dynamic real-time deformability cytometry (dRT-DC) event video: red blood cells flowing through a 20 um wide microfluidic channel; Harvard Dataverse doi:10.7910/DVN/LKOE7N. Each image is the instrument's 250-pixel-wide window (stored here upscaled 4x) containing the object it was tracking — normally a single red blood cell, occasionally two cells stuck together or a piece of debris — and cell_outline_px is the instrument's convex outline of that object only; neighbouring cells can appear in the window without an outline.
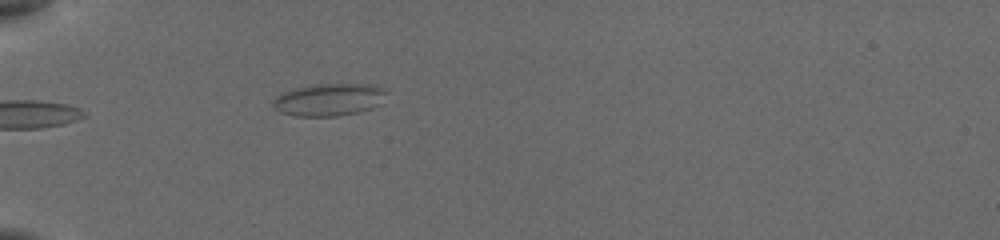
{"species": "common noctule bat (a hibernating species)", "species_latin": "Nyctalus noctula", "temperature_condition": "cold", "stored_images_in_passage": 23, "camera_frame_rate_fps": 3000, "um_per_image_px": 0.085, "animal": {"sex": "female", "body_mass_g": 19.5, "forearm_length_mm": 54.1}, "frame": {"image": 1, "passage_image": 1, "time_ms": 0.0, "image_size_px": [1000, 240], "cell_outline_px": [[388, 92], [372, 108], [356, 112], [336, 116], [292, 116], [280, 112], [272, 104], [276, 96], [280, 92], [292, 88], [316, 84], [372, 84], [388, 88]], "centroid_in_image_um": [27.94, 8.45], "position_along_channel_um": 57.1, "area_um2": 21.5}}
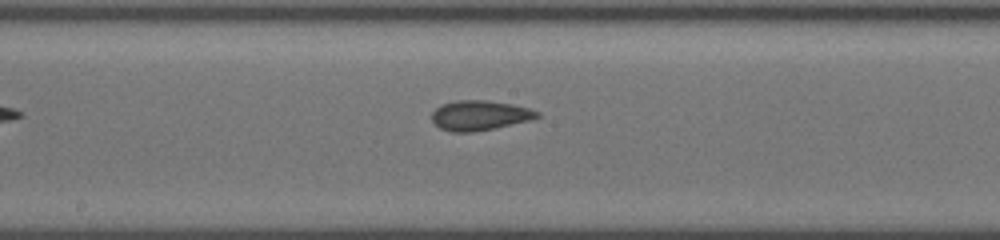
{"frame": {"image": 2, "passage_image": 7, "time_ms": 4.333, "image_size_px": [1000, 240], "cell_outline_px": [[540, 116], [528, 120], [496, 128], [472, 132], [452, 132], [440, 128], [432, 120], [432, 112], [440, 104], [456, 100], [488, 100], [512, 104], [528, 108], [540, 112]], "centroid_in_image_um": [40.75, 9.8], "position_along_channel_um": 207.5, "area_um2": 18.32}}
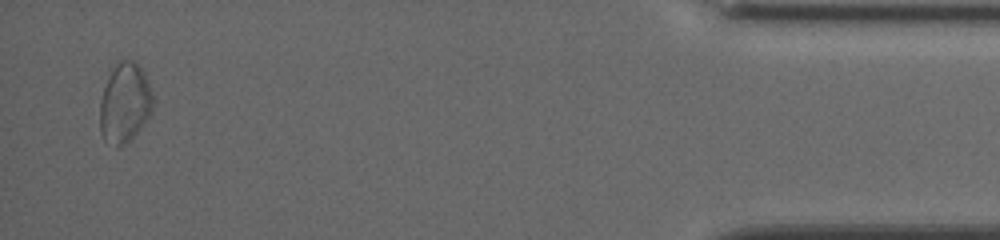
{"frame": {"image": 3, "passage_image": 23, "time_ms": 11.667, "image_size_px": [1000, 240], "cell_outline_px": [[152, 108], [148, 116], [136, 132], [124, 144], [116, 144], [104, 140], [100, 132], [100, 100], [108, 76], [116, 60], [136, 60], [140, 64], [144, 72], [152, 92]], "centroid_in_image_um": [10.59, 8.66], "position_along_channel_um": 424.6, "area_um2": 24.33}, "authors_computed_cell_mechanics": {"area_um2": 18.2648, "velocity_mm_per_s": 3.8687, "shape_relaxation_time_tau1_ms": 2.0948, "shape_relaxation_time_tau2_ms": 2.1999, "deformation_change_tau1": 0.0588, "deformation_change_tau2": 0.0558}}